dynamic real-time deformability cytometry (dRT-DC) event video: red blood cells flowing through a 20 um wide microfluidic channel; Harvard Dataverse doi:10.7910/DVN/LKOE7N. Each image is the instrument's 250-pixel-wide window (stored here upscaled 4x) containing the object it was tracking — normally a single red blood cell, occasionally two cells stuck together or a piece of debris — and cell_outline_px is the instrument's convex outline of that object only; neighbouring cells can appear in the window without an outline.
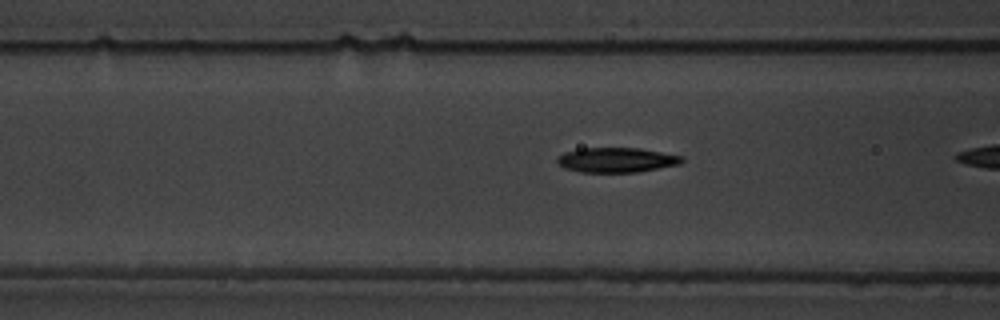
{"species": "common noctule bat (a hibernating species)", "species_latin": "Nyctalus noctula", "temperature_condition": "warm", "stored_images_in_passage": 8, "camera_frame_rate_fps": 3000, "um_per_image_px": 0.085, "animal": {"sex": "male", "body_mass_g": 19.5, "forearm_length_mm": 54.6}, "frame": {"image": 1, "passage_image": 6, "time_ms": 1.667, "image_size_px": [1000, 320], "cell_outline_px": [[684, 160], [680, 164], [636, 172], [580, 172], [564, 168], [556, 160], [556, 156], [564, 152], [580, 148], [640, 148], [684, 156]], "centroid_in_image_um": [52.39, 13.59], "position_along_channel_um": 114.2, "area_um2": 18.09}}